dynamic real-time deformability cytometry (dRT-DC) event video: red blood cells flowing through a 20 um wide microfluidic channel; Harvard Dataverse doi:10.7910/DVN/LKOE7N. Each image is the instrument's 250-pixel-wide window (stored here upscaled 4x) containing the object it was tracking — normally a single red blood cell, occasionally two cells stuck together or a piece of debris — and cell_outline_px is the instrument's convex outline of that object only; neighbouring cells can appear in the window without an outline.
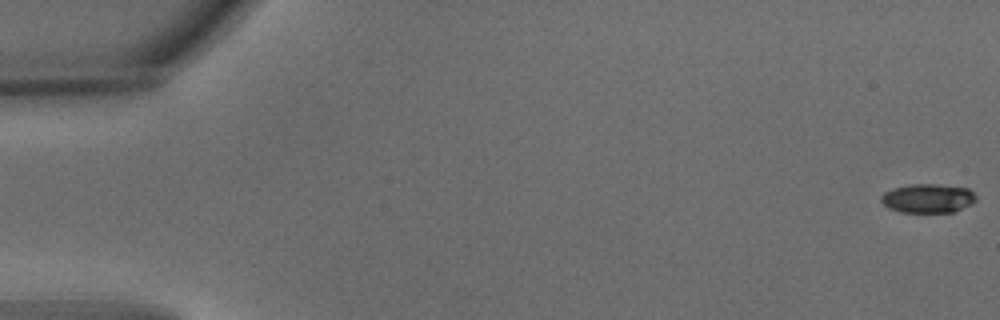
{"species": "common noctule bat (a hibernating species)", "species_latin": "Nyctalus noctula", "temperature_condition": "warm", "stored_images_in_passage": 7, "camera_frame_rate_fps": 3000, "um_per_image_px": 0.085, "animal": {"sex": "male", "body_mass_g": 15.6}, "frame": {"image": 1, "passage_image": 1, "time_ms": 0.0, "image_size_px": [1000, 320], "cell_outline_px": [[976, 200], [972, 204], [956, 212], [900, 212], [888, 208], [880, 200], [880, 196], [884, 192], [892, 188], [912, 184], [936, 184], [968, 188], [976, 196]], "centroid_in_image_um": [78.87, 16.86], "position_along_channel_um": 6.1, "area_um2": 16.18}}
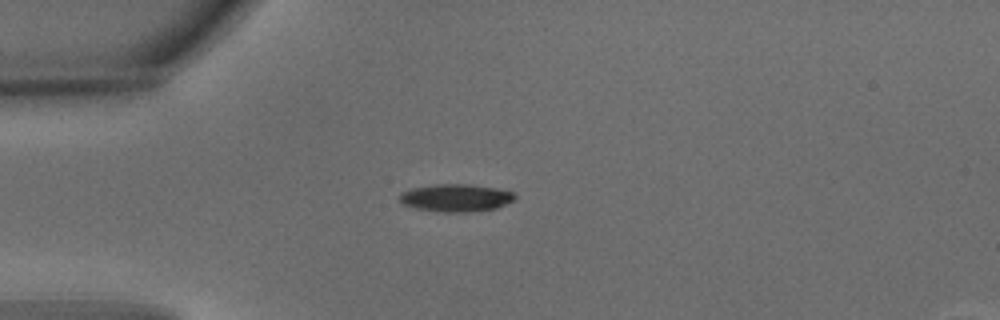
{"frame": {"image": 2, "passage_image": 5, "time_ms": 1.333, "image_size_px": [1000, 320], "cell_outline_px": [[516, 200], [496, 208], [464, 212], [444, 212], [416, 208], [400, 204], [400, 192], [412, 188], [436, 184], [468, 184], [496, 188], [512, 192], [516, 196]], "centroid_in_image_um": [38.74, 16.81], "position_along_channel_um": 46.3, "area_um2": 18.5}}
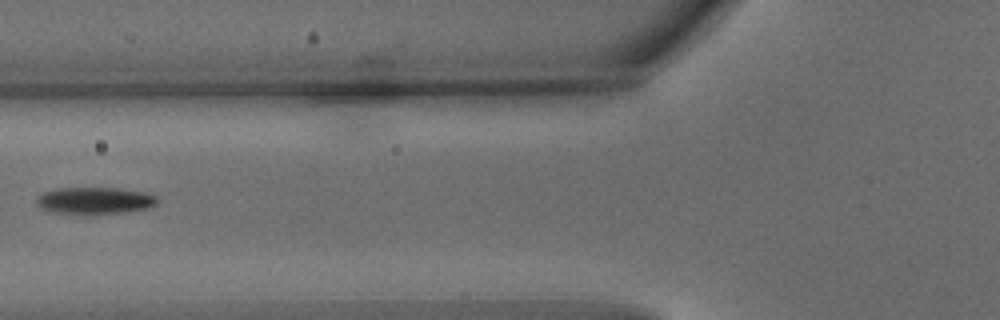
{"frame": {"image": 3, "passage_image": 7, "time_ms": 2.0, "image_size_px": [1000, 320], "cell_outline_px": [[156, 204], [148, 208], [124, 212], [52, 212], [40, 208], [36, 204], [36, 196], [44, 192], [56, 188], [116, 188], [144, 192], [156, 196]], "centroid_in_image_um": [8.01, 17.02], "position_along_channel_um": 117.8, "area_um2": 18.32}}